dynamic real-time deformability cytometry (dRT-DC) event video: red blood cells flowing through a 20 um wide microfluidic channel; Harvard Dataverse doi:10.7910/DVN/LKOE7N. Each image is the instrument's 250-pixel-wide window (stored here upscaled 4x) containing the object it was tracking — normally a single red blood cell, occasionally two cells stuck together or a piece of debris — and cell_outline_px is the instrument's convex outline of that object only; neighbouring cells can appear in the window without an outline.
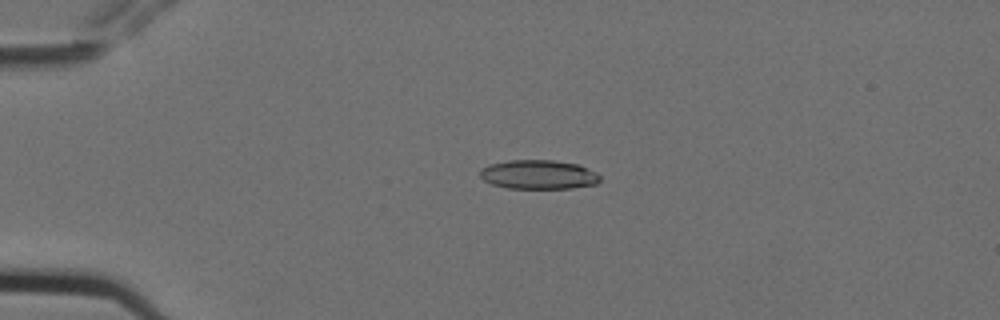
{"species": "Egyptian fruit bat (a non-hibernating species)", "species_latin": "Rousettus aegyptiacus", "temperature_condition": "cold", "stored_images_in_passage": 5, "camera_frame_rate_fps": 3000, "um_per_image_px": 0.085, "animal": {"sex": "female"}, "frame": {"image": 1, "passage_image": 4, "time_ms": 1.0, "image_size_px": [1000, 320], "cell_outline_px": [[600, 180], [596, 184], [572, 188], [508, 188], [492, 184], [484, 180], [480, 176], [480, 168], [488, 164], [508, 160], [552, 160], [580, 164], [596, 172], [600, 176]], "centroid_in_image_um": [45.77, 14.83], "position_along_channel_um": 39.2, "area_um2": 20.52}}